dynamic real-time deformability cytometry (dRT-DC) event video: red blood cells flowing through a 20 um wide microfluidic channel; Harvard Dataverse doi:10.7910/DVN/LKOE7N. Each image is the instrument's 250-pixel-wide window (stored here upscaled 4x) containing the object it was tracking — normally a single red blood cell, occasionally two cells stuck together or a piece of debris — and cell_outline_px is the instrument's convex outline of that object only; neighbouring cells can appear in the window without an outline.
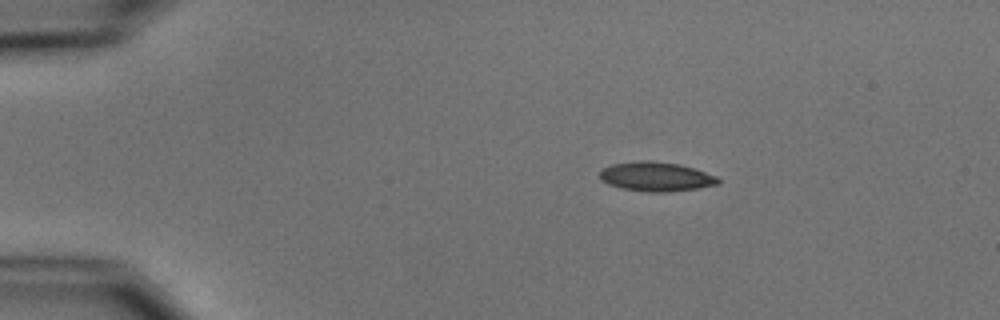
{"species": "common noctule bat (a hibernating species)", "species_latin": "Nyctalus noctula", "temperature_condition": "cold", "stored_images_in_passage": 4, "camera_frame_rate_fps": 3000, "um_per_image_px": 0.085, "animal": {"sex": "male", "body_mass_g": 15.6}, "frame": {"image": 1, "passage_image": 2, "time_ms": 1.333, "image_size_px": [1000, 320], "cell_outline_px": [[720, 184], [696, 188], [668, 192], [648, 192], [620, 188], [608, 184], [600, 180], [600, 172], [604, 168], [612, 164], [640, 160], [652, 160], [680, 164], [716, 176], [720, 180]], "centroid_in_image_um": [55.74, 15.01], "position_along_channel_um": 29.3, "area_um2": 20.23}}